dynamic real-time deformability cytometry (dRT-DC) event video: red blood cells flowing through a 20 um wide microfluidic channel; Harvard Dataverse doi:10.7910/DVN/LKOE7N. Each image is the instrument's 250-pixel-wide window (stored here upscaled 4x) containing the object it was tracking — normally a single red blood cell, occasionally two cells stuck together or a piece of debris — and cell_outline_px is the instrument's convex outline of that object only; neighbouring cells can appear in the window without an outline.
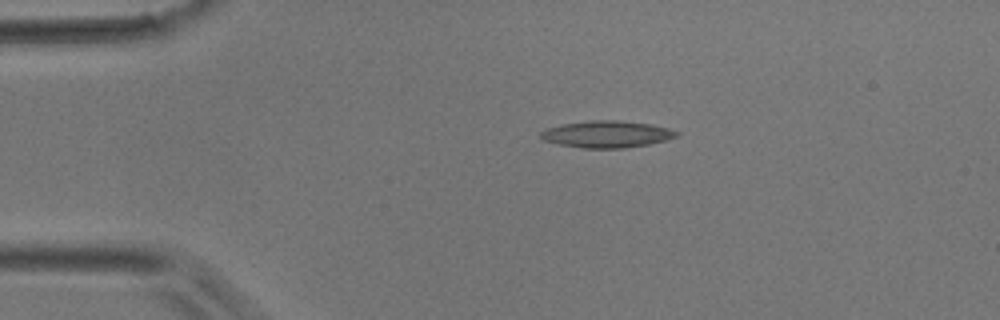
{"species": "common noctule bat (a hibernating species)", "species_latin": "Nyctalus noctula", "temperature_condition": "room temperature", "stored_images_in_passage": 2, "camera_frame_rate_fps": 3000, "um_per_image_px": 0.085, "animal": {"sex": "male", "body_mass_g": 17.9}, "frame": {"image": 1, "passage_image": 1, "time_ms": 0.0, "image_size_px": [1000, 320], "cell_outline_px": [[680, 132], [676, 136], [664, 140], [648, 144], [624, 148], [580, 148], [560, 144], [544, 140], [540, 136], [540, 132], [544, 128], [560, 124], [588, 120], [616, 120], [648, 124], [668, 128]], "centroid_in_image_um": [51.51, 11.4], "position_along_channel_um": 33.5, "area_um2": 21.15}}